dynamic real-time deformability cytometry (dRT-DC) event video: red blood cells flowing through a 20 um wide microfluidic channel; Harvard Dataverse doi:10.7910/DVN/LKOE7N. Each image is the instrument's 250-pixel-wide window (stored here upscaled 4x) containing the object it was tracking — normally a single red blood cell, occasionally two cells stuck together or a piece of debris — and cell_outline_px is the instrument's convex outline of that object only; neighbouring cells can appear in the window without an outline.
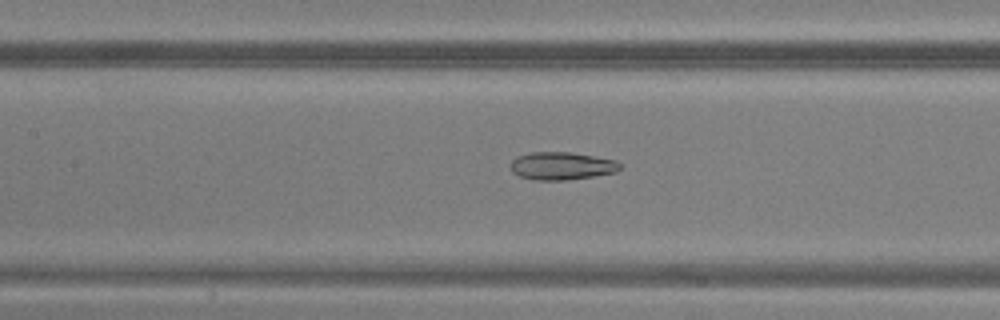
{"species": "common noctule bat (a hibernating species)", "species_latin": "Nyctalus noctula", "temperature_condition": "warm", "stored_images_in_passage": 42, "camera_frame_rate_fps": 3000, "um_per_image_px": 0.085, "animal": {"sex": "male", "body_mass_g": 20.5, "forearm_length_mm": 52.5}, "frame": {"image": 1, "passage_image": 17, "time_ms": 5.333, "image_size_px": [1000, 320], "cell_outline_px": [[620, 168], [616, 172], [568, 180], [532, 180], [520, 176], [512, 172], [512, 160], [516, 156], [532, 152], [572, 152], [616, 160], [620, 164]], "centroid_in_image_um": [47.73, 14.1], "position_along_channel_um": 159.7, "area_um2": 17.69}}
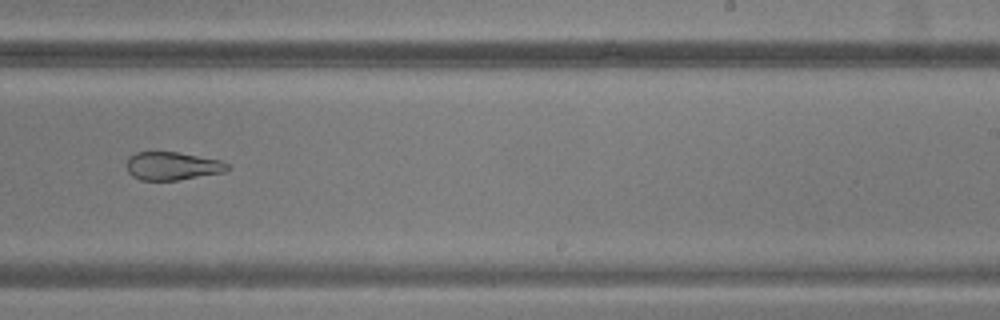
{"frame": {"image": 2, "passage_image": 25, "time_ms": 8.0, "image_size_px": [1000, 320], "cell_outline_px": [[228, 168], [224, 172], [176, 180], [140, 180], [132, 176], [128, 172], [128, 156], [136, 152], [176, 152], [220, 160], [228, 164]], "centroid_in_image_um": [14.62, 14.11], "position_along_channel_um": 274.4, "area_um2": 16.3}}
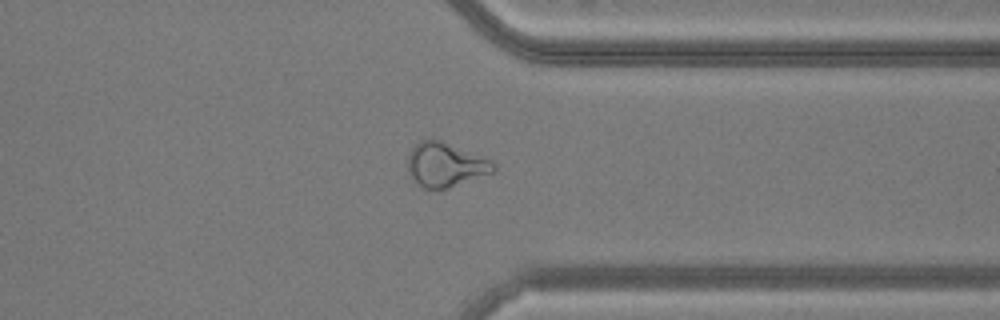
{"frame": {"image": 3, "passage_image": 32, "time_ms": 10.333, "image_size_px": [1000, 320], "cell_outline_px": [[496, 168], [492, 172], [448, 188], [428, 192], [408, 172], [408, 156], [412, 148], [420, 140], [440, 140], [492, 160], [496, 164]], "centroid_in_image_um": [37.85, 14.02], "position_along_channel_um": 373.5, "area_um2": 21.91}}